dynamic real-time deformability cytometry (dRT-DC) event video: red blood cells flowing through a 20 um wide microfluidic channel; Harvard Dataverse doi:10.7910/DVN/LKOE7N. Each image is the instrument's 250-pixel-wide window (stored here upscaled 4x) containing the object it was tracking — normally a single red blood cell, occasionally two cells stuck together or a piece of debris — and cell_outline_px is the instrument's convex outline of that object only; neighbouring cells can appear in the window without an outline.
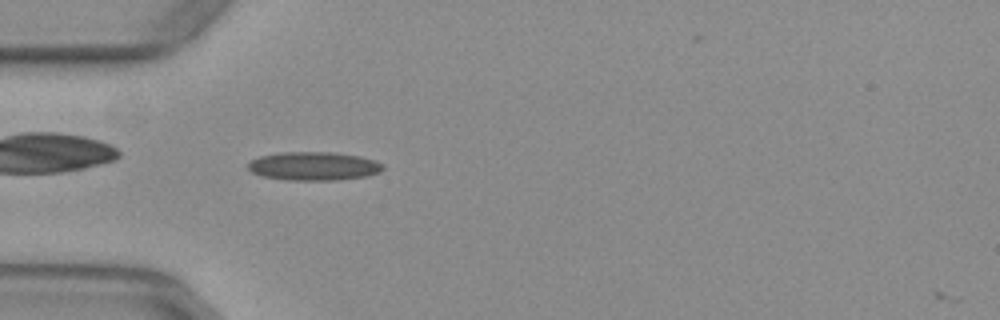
{"species": "common noctule bat (a hibernating species)", "species_latin": "Nyctalus noctula", "temperature_condition": "warm", "stored_images_in_passage": 2, "camera_frame_rate_fps": 3000, "um_per_image_px": 0.085, "animal": {"sex": "female", "body_mass_g": 29.2, "forearm_length_mm": 56.3}, "frame": {"image": 1, "passage_image": 1, "time_ms": 0.0, "image_size_px": [1000, 320], "cell_outline_px": [[384, 168], [380, 172], [368, 176], [336, 180], [284, 180], [264, 176], [252, 172], [248, 168], [248, 164], [252, 160], [260, 156], [280, 152], [332, 152], [360, 156], [376, 160], [384, 164]], "centroid_in_image_um": [26.71, 14.12], "position_along_channel_um": 58.3, "area_um2": 22.54}}